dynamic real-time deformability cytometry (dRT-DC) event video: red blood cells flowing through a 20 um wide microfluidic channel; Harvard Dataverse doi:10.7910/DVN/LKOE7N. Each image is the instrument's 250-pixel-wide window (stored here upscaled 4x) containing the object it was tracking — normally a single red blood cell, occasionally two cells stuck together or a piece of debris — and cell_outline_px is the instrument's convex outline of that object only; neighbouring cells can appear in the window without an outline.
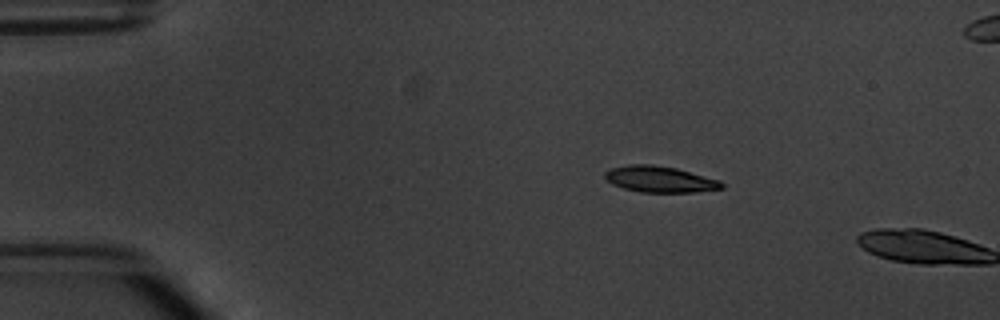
{"species": "common noctule bat (a hibernating species)", "species_latin": "Nyctalus noctula", "temperature_condition": "warm", "stored_images_in_passage": 2, "camera_frame_rate_fps": 3000, "um_per_image_px": 0.085, "animal": {"sex": "male", "body_mass_g": 20.1, "forearm_length_mm": 53.5}, "frame": {"image": 1, "passage_image": 1, "time_ms": 0.0, "image_size_px": [1000, 320], "cell_outline_px": [[724, 188], [696, 192], [640, 192], [624, 188], [612, 184], [604, 180], [604, 172], [612, 168], [628, 164], [652, 164], [676, 168], [720, 180], [724, 184]], "centroid_in_image_um": [56.07, 15.23], "position_along_channel_um": 28.9, "area_um2": 17.92}}